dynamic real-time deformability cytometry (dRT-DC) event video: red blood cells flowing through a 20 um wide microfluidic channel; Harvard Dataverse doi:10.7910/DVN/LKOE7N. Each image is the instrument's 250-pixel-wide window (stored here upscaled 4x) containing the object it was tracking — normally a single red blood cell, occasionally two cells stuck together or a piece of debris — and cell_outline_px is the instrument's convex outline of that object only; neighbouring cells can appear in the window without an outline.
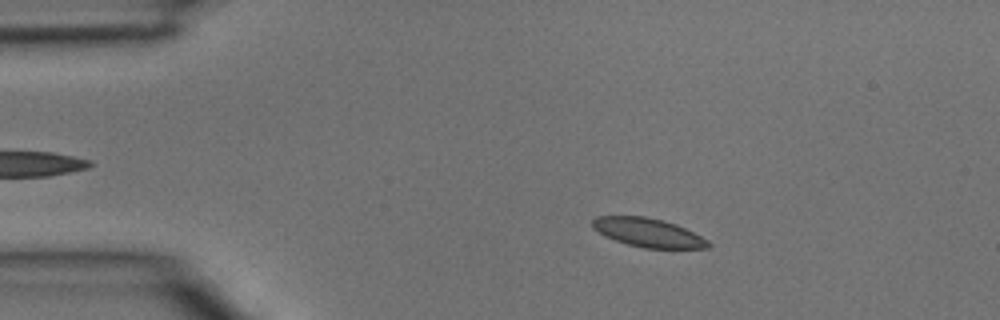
{"species": "common noctule bat (a hibernating species)", "species_latin": "Nyctalus noctula", "temperature_condition": "room temperature", "stored_images_in_passage": 3, "camera_frame_rate_fps": 3000, "um_per_image_px": 0.085, "animal": {"sex": "male", "body_mass_g": 15.6}, "frame": {"image": 1, "passage_image": 2, "time_ms": 0.333, "image_size_px": [1000, 320], "cell_outline_px": [[712, 244], [708, 248], [644, 248], [628, 244], [604, 236], [592, 228], [592, 220], [596, 216], [644, 216], [664, 220], [676, 224], [708, 240]], "centroid_in_image_um": [55.07, 19.76], "position_along_channel_um": 29.9, "area_um2": 19.36}}